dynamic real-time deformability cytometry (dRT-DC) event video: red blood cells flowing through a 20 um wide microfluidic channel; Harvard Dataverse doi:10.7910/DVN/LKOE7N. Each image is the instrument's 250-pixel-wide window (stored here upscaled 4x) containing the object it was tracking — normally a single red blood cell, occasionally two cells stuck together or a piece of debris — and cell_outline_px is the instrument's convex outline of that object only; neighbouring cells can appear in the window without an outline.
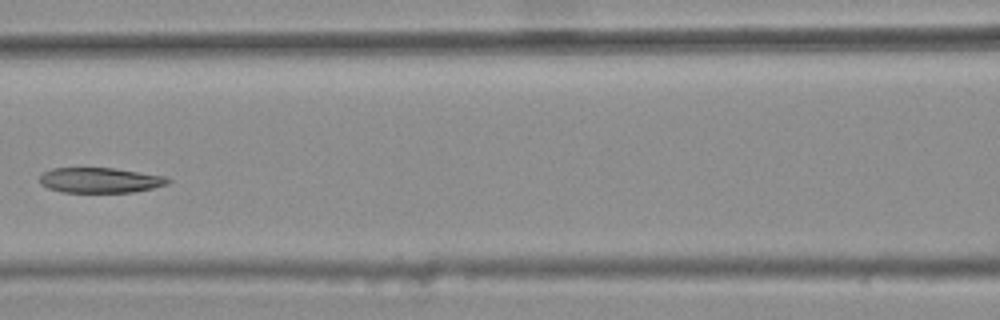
{"species": "common noctule bat (a hibernating species)", "species_latin": "Nyctalus noctula", "temperature_condition": "warm", "stored_images_in_passage": 7, "camera_frame_rate_fps": 3000, "um_per_image_px": 0.085, "animal": {"sex": "female", "body_mass_g": 25.1}, "frame": {"image": 1, "passage_image": 6, "time_ms": 1.667, "image_size_px": [1000, 320], "cell_outline_px": [[172, 180], [168, 184], [152, 188], [132, 192], [60, 192], [48, 188], [40, 184], [40, 176], [44, 172], [52, 168], [112, 168], [168, 176]], "centroid_in_image_um": [8.53, 15.32], "position_along_channel_um": 158.1, "area_um2": 18.9}}
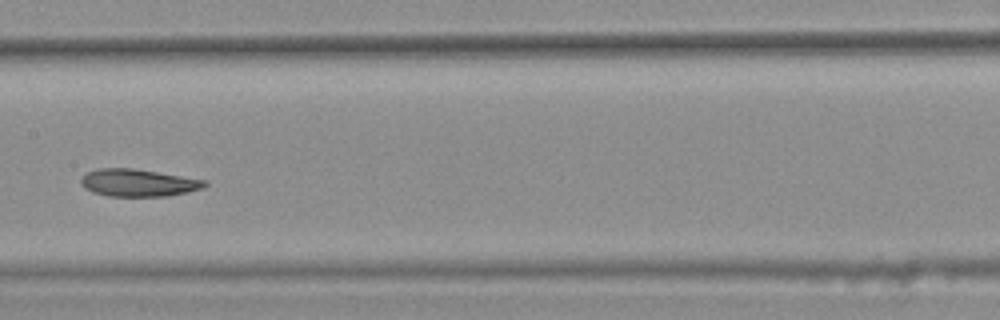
{"frame": {"image": 2, "passage_image": 7, "time_ms": 2.0, "image_size_px": [1000, 320], "cell_outline_px": [[208, 184], [204, 188], [188, 192], [168, 196], [108, 196], [92, 192], [84, 188], [80, 184], [80, 180], [88, 172], [96, 168], [132, 168], [208, 180]], "centroid_in_image_um": [11.77, 15.54], "position_along_channel_um": 195.6, "area_um2": 19.88}}